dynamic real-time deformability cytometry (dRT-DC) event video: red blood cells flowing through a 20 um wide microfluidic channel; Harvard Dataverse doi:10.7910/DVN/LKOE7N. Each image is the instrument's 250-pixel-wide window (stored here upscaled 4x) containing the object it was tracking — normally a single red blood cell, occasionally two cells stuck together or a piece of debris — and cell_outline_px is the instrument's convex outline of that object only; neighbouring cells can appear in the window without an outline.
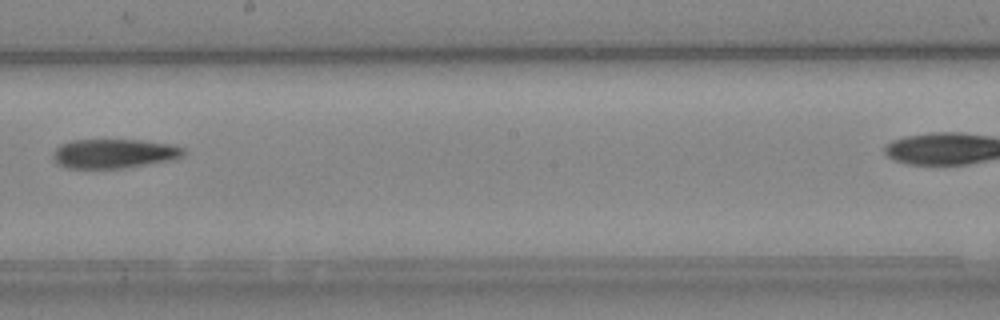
{"species": "Egyptian fruit bat (a non-hibernating species)", "species_latin": "Rousettus aegyptiacus", "temperature_condition": "cold", "stored_images_in_passage": 7, "camera_frame_rate_fps": 3000, "um_per_image_px": 0.085, "animal": {"sex": "female"}, "frame": {"image": 1, "passage_image": 6, "time_ms": 6.333, "image_size_px": [1000, 320], "cell_outline_px": [[184, 156], [176, 160], [124, 168], [64, 168], [56, 164], [52, 156], [52, 152], [60, 144], [72, 140], [140, 140], [172, 144], [184, 148]], "centroid_in_image_um": [9.7, 13.06], "position_along_channel_um": 238.5, "area_um2": 22.66}}